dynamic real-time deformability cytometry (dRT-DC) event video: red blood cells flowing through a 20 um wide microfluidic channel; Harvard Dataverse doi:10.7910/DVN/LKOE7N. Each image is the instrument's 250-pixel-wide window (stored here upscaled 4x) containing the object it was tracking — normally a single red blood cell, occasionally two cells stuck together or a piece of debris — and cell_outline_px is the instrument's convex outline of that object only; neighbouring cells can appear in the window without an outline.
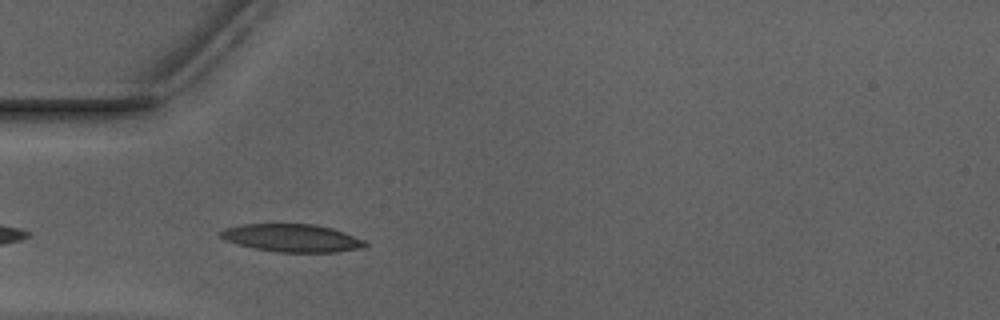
{"species": "Egyptian fruit bat (a non-hibernating species)", "species_latin": "Rousettus aegyptiacus", "temperature_condition": "warm", "stored_images_in_passage": 25, "camera_frame_rate_fps": 3000, "um_per_image_px": 0.085, "animal": {"sex": "male"}, "frame": {"image": 1, "passage_image": 3, "time_ms": 0.667, "image_size_px": [1000, 320], "cell_outline_px": [[368, 244], [364, 248], [336, 252], [276, 252], [252, 248], [236, 244], [224, 240], [216, 236], [216, 232], [224, 228], [240, 224], [312, 224], [332, 228], [344, 232], [364, 240]], "centroid_in_image_um": [24.74, 20.23], "position_along_channel_um": 60.3, "area_um2": 23.81}}
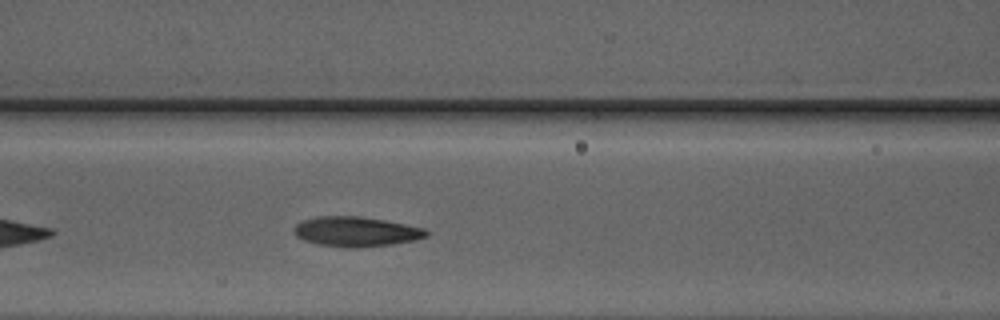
{"frame": {"image": 2, "passage_image": 9, "time_ms": 2.667, "image_size_px": [1000, 320], "cell_outline_px": [[428, 236], [412, 240], [392, 244], [356, 248], [348, 248], [316, 244], [304, 240], [296, 236], [292, 232], [292, 228], [296, 224], [304, 220], [316, 216], [360, 216], [384, 220], [424, 228], [428, 232]], "centroid_in_image_um": [30.21, 19.69], "position_along_channel_um": 136.4, "area_um2": 23.06}}
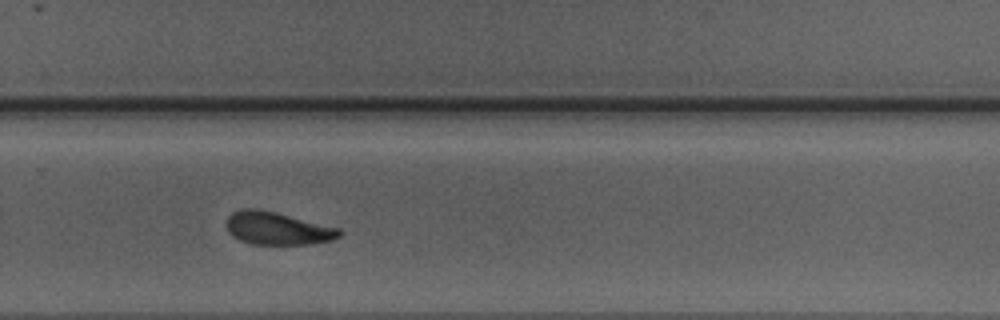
{"frame": {"image": 3, "passage_image": 22, "time_ms": 7.0, "image_size_px": [1000, 320], "cell_outline_px": [[344, 232], [340, 236], [332, 240], [312, 244], [252, 244], [240, 240], [232, 236], [228, 232], [228, 216], [232, 212], [240, 208], [256, 208], [276, 212], [340, 228]], "centroid_in_image_um": [23.6, 19.41], "position_along_channel_um": 306.2, "area_um2": 21.68}}